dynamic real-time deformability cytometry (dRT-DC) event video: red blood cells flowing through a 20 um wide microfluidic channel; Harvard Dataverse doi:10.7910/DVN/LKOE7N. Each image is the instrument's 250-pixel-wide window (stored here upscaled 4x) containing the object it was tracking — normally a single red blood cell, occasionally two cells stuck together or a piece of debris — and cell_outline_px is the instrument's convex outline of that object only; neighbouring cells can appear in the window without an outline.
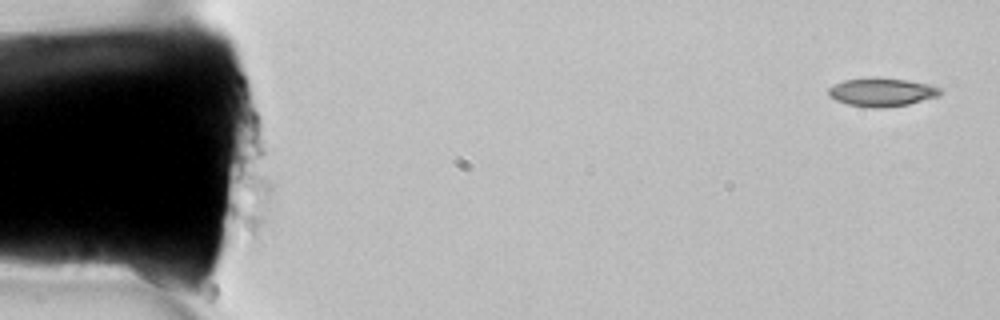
{"species": "common noctule bat (a hibernating species)", "species_latin": "Nyctalus noctula", "temperature_condition": "room temperature", "stored_images_in_passage": 7, "camera_frame_rate_fps": 3000, "um_per_image_px": 0.085, "animal": {"sex": "female", "body_mass_g": 22.7, "forearm_length_mm": 54.2}, "frame": {"image": 1, "passage_image": 1, "time_ms": 0.0, "image_size_px": [1000, 320], "cell_outline_px": [[944, 92], [940, 96], [908, 104], [884, 108], [872, 108], [848, 104], [836, 100], [828, 96], [828, 88], [832, 84], [844, 80], [904, 80], [928, 84], [940, 88]], "centroid_in_image_um": [74.97, 7.88], "position_along_channel_um": 10.0, "area_um2": 17.92}}
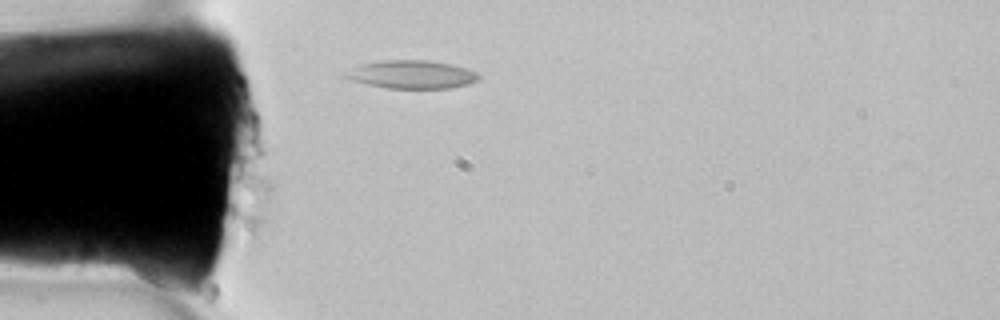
{"frame": {"image": 2, "passage_image": 7, "time_ms": 2.0, "image_size_px": [1000, 320], "cell_outline_px": [[480, 76], [476, 80], [468, 84], [452, 88], [388, 88], [368, 84], [352, 80], [344, 76], [356, 68], [364, 64], [384, 60], [428, 60], [448, 64], [464, 68], [476, 72]], "centroid_in_image_um": [35.06, 6.34], "position_along_channel_um": 49.9, "area_um2": 21.15}}